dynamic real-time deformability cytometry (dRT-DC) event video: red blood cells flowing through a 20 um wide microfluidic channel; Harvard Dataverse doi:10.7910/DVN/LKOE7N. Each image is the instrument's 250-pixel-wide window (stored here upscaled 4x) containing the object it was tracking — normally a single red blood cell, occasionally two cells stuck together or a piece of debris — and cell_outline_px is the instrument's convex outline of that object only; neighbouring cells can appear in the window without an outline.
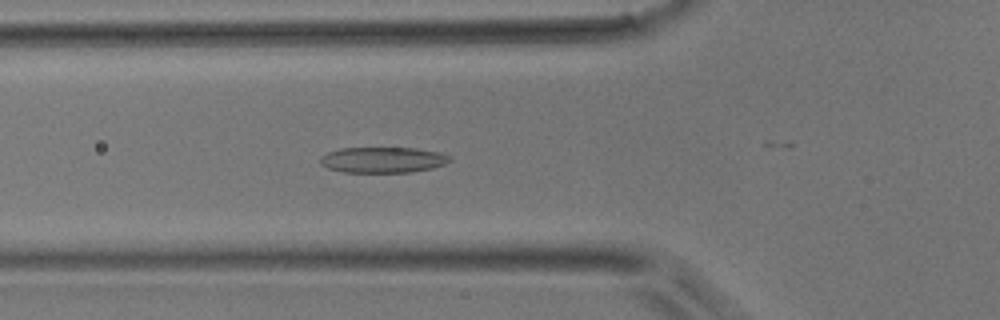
{"species": "common noctule bat (a hibernating species)", "species_latin": "Nyctalus noctula", "temperature_condition": "room temperature", "stored_images_in_passage": 30, "camera_frame_rate_fps": 3000, "um_per_image_px": 0.085, "animal": {"sex": "male", "body_mass_g": 17.9}, "frame": {"image": 1, "passage_image": 15, "time_ms": 4.667, "image_size_px": [1000, 320], "cell_outline_px": [[452, 160], [444, 164], [432, 168], [412, 172], [344, 172], [328, 168], [320, 164], [320, 156], [328, 152], [340, 148], [416, 148], [440, 152], [452, 156]], "centroid_in_image_um": [32.56, 13.58], "position_along_channel_um": 93.2, "area_um2": 19.54}}
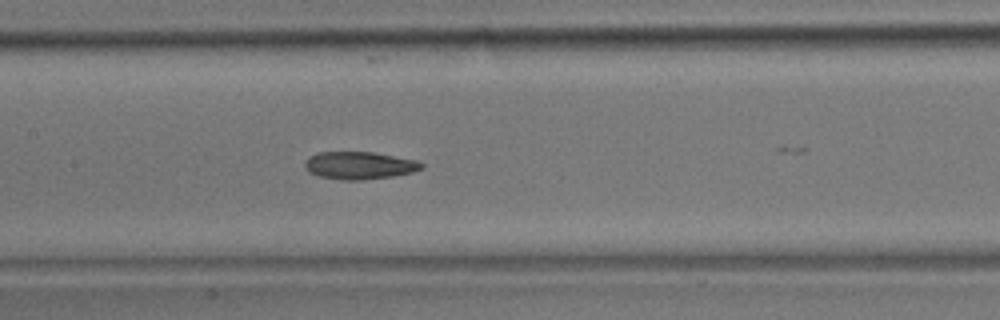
{"frame": {"image": 2, "passage_image": 21, "time_ms": 6.667, "image_size_px": [1000, 320], "cell_outline_px": [[424, 168], [412, 172], [392, 176], [364, 180], [340, 180], [320, 176], [308, 172], [304, 168], [304, 164], [308, 156], [316, 152], [372, 152], [420, 160], [424, 164]], "centroid_in_image_um": [30.55, 14.06], "position_along_channel_um": 176.9, "area_um2": 19.02}}
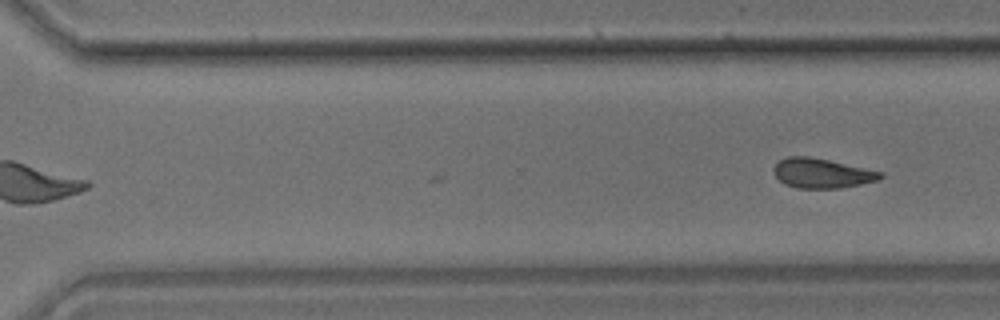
{"frame": {"image": 3, "passage_image": 30, "time_ms": 9.667, "image_size_px": [1000, 320], "cell_outline_px": [[884, 176], [880, 180], [840, 188], [796, 188], [784, 184], [772, 172], [772, 168], [780, 160], [788, 156], [808, 156], [828, 160], [884, 172]], "centroid_in_image_um": [69.86, 14.73], "position_along_channel_um": 300.7, "area_um2": 18.5}}